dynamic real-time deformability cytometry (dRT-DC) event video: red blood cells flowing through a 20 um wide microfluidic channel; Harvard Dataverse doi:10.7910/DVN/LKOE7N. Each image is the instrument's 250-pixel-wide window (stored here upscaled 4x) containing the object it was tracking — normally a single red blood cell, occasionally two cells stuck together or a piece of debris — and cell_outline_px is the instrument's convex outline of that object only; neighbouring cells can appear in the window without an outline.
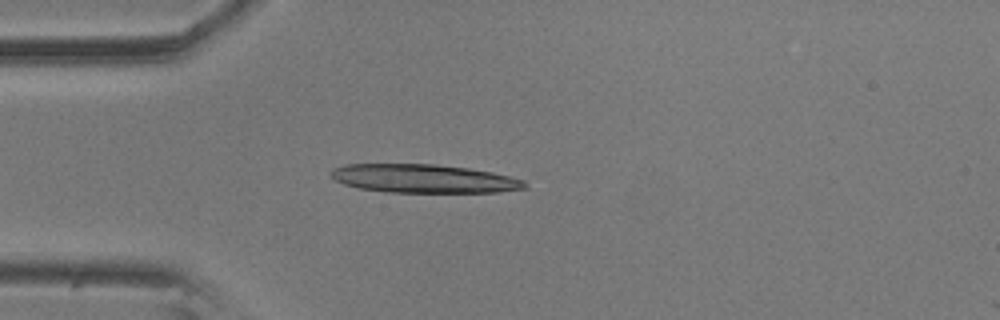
{"species": "common noctule bat (a hibernating species)", "species_latin": "Nyctalus noctula", "temperature_condition": "room temperature", "stored_images_in_passage": 3, "camera_frame_rate_fps": 3000, "um_per_image_px": 0.085, "animal": {"sex": "male", "body_mass_g": 20.5, "forearm_length_mm": 52.5}, "frame": {"image": 1, "passage_image": 1, "time_ms": 0.0, "image_size_px": [1000, 320], "cell_outline_px": [[528, 188], [496, 192], [388, 192], [360, 188], [344, 184], [336, 180], [332, 176], [332, 168], [344, 164], [436, 164], [468, 168], [492, 172], [524, 180], [528, 184]], "centroid_in_image_um": [36.04, 15.18], "position_along_channel_um": 49.0, "area_um2": 32.14}}